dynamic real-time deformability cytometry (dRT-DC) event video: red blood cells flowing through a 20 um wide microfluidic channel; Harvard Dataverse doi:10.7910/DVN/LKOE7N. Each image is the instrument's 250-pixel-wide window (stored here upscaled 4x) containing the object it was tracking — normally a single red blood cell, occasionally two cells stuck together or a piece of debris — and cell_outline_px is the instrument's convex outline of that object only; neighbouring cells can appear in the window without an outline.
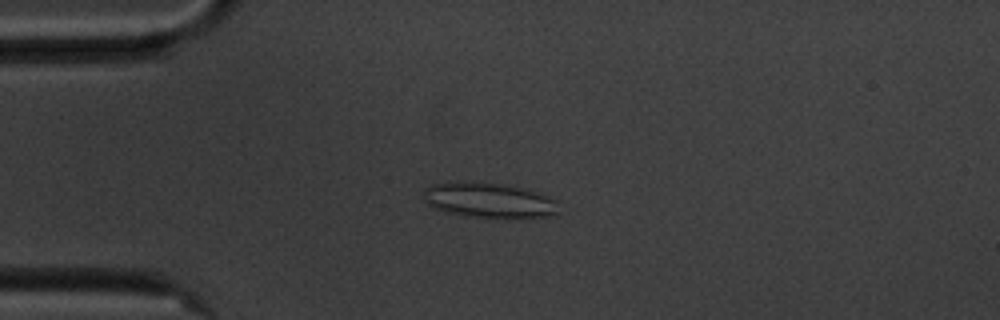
{"species": "common noctule bat (a hibernating species)", "species_latin": "Nyctalus noctula", "temperature_condition": "cold", "stored_images_in_passage": 56, "camera_frame_rate_fps": 3000, "um_per_image_px": 0.085, "animal": {"sex": "male", "body_mass_g": 20.1, "forearm_length_mm": 53.5}, "frame": {"image": 1, "passage_image": 13, "time_ms": 4.0, "image_size_px": [1000, 320], "cell_outline_px": [[556, 212], [544, 216], [516, 220], [468, 216], [444, 212], [432, 208], [424, 200], [424, 188], [432, 184], [496, 184], [520, 188], [540, 192], [556, 200]], "centroid_in_image_um": [41.58, 17.09], "position_along_channel_um": 43.4, "area_um2": 27.17}}
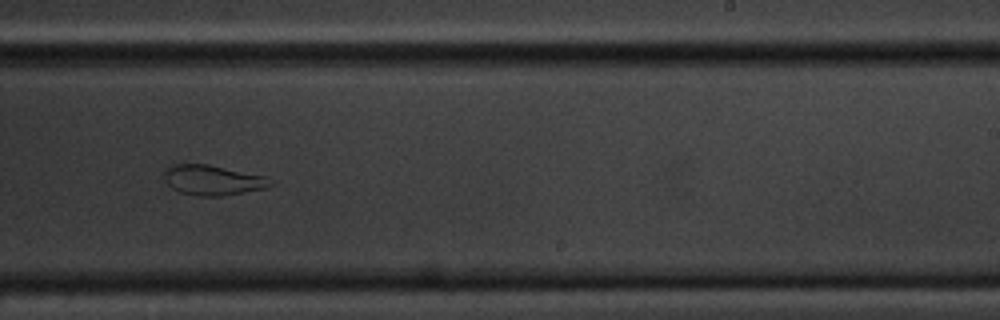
{"frame": {"image": 2, "passage_image": 34, "time_ms": 11.0, "image_size_px": [1000, 320], "cell_outline_px": [[276, 184], [264, 188], [244, 192], [220, 196], [200, 196], [180, 192], [172, 188], [164, 180], [164, 172], [172, 164], [208, 164], [268, 176]], "centroid_in_image_um": [18.12, 15.3], "position_along_channel_um": 270.9, "area_um2": 18.73}}
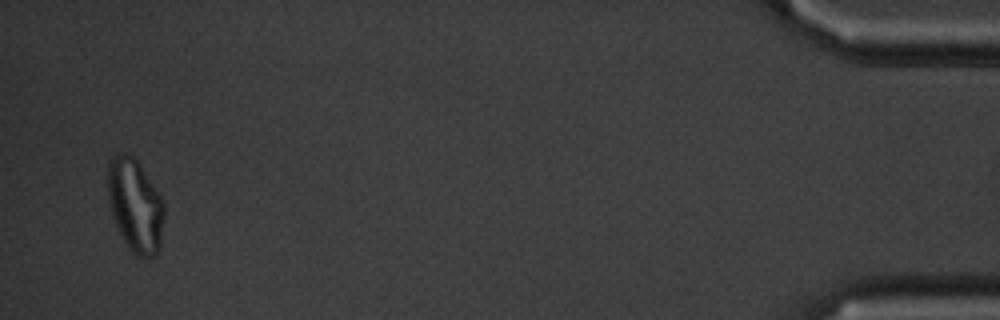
{"frame": {"image": 3, "passage_image": 54, "time_ms": 17.667, "image_size_px": [1000, 320], "cell_outline_px": [[164, 216], [160, 252], [156, 256], [136, 256], [128, 248], [112, 216], [108, 204], [108, 160], [124, 152], [132, 156], [140, 164], [160, 192], [164, 204]], "centroid_in_image_um": [11.52, 17.47], "position_along_channel_um": 423.7, "area_um2": 30.92}, "authors_computed_cell_mechanics": {"area_um2": 26.4146, "velocity_mm_per_s": 3.5309, "shape_relaxation_time_tau1_ms": null, "shape_relaxation_time_tau2_ms": 1.4118, "deformation_change_tau1": null, "deformation_change_tau2": 0.0833}}